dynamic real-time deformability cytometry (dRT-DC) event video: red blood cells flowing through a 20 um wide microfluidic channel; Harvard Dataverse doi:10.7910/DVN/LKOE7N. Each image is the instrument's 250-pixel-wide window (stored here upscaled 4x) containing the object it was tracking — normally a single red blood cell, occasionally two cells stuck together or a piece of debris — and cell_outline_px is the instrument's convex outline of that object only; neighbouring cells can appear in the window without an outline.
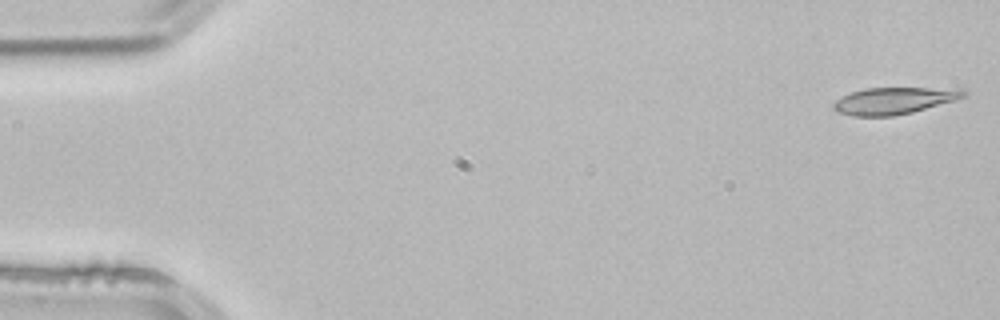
{"species": "common noctule bat (a hibernating species)", "species_latin": "Nyctalus noctula", "temperature_condition": "room temperature", "stored_images_in_passage": 3, "camera_frame_rate_fps": 3000, "um_per_image_px": 0.085, "animal": {"sex": "male", "body_mass_g": 21.5, "forearm_length_mm": 52.0}, "frame": {"image": 1, "passage_image": 1, "time_ms": 0.0, "image_size_px": [1000, 320], "cell_outline_px": [[968, 92], [964, 96], [956, 100], [912, 112], [892, 116], [852, 116], [836, 112], [832, 108], [832, 104], [836, 100], [852, 92], [864, 88], [968, 88]], "centroid_in_image_um": [76.02, 8.55], "position_along_channel_um": 9.0, "area_um2": 20.46}}
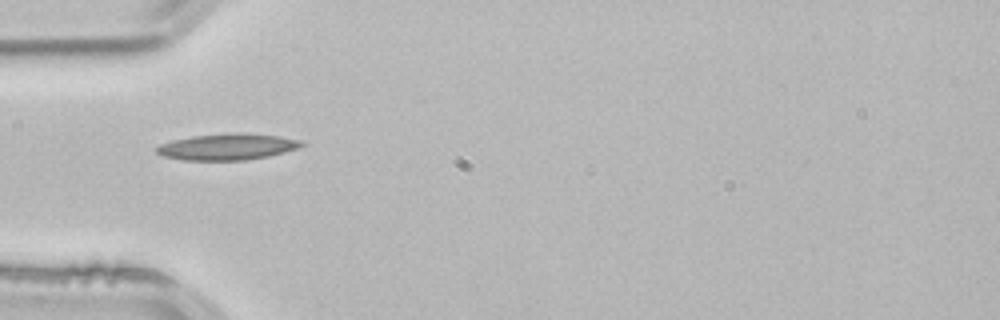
{"frame": {"image": 2, "passage_image": 3, "time_ms": 0.667, "image_size_px": [1000, 320], "cell_outline_px": [[308, 144], [300, 148], [268, 156], [244, 160], [184, 160], [160, 156], [156, 152], [156, 148], [160, 144], [172, 140], [192, 136], [236, 132], [280, 136], [300, 140]], "centroid_in_image_um": [19.34, 12.47], "position_along_channel_um": 65.7, "area_um2": 22.37}}